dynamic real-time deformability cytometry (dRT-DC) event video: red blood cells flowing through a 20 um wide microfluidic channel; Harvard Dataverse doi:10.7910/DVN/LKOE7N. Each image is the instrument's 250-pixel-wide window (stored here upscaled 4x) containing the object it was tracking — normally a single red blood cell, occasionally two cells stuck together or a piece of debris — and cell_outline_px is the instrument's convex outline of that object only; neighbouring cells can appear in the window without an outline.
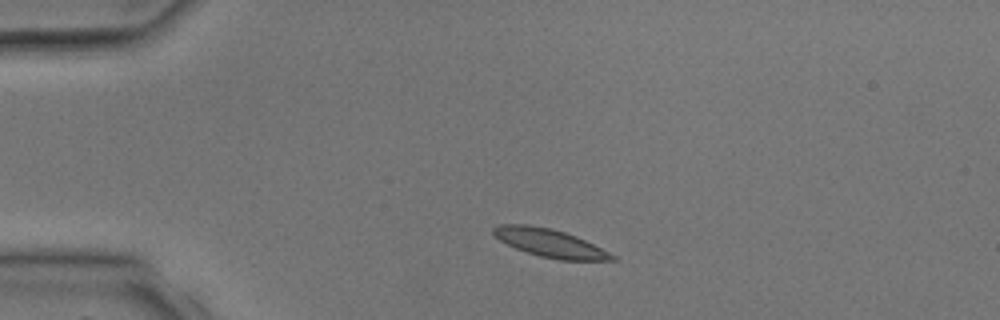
{"species": "common noctule bat (a hibernating species)", "species_latin": "Nyctalus noctula", "temperature_condition": "room temperature", "stored_images_in_passage": 4, "camera_frame_rate_fps": 3000, "um_per_image_px": 0.085, "animal": {"sex": "male", "body_mass_g": 17.9, "forearm_length_mm": 54.2}, "frame": {"image": 1, "passage_image": 2, "time_ms": 1.333, "image_size_px": [1000, 320], "cell_outline_px": [[616, 260], [560, 260], [540, 256], [516, 248], [500, 240], [492, 232], [492, 228], [500, 224], [528, 224], [552, 228], [576, 236], [616, 256]], "centroid_in_image_um": [46.71, 20.64], "position_along_channel_um": 38.3, "area_um2": 19.13}}